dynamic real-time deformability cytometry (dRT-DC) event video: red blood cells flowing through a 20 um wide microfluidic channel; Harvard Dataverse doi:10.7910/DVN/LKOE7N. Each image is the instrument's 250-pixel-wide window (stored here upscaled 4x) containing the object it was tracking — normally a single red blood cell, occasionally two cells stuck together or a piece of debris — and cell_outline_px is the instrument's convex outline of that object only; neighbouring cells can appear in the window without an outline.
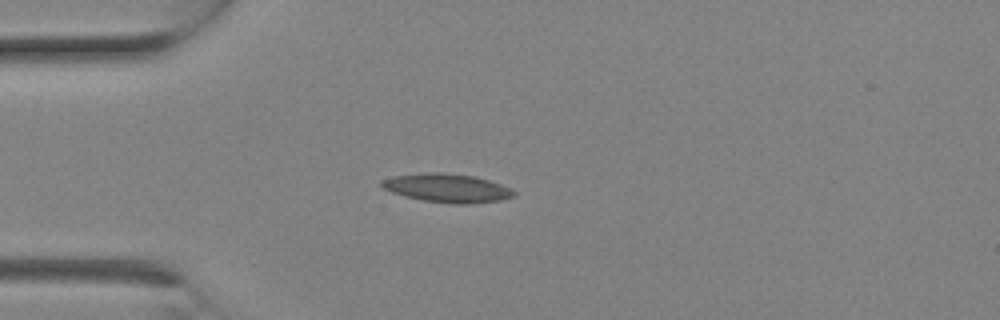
{"species": "Egyptian fruit bat (a non-hibernating species)", "species_latin": "Rousettus aegyptiacus", "temperature_condition": "room temperature", "stored_images_in_passage": 1, "camera_frame_rate_fps": 3000, "um_per_image_px": 0.085, "animal": {"sex": "female"}, "frame": {"image": 1, "passage_image": 1, "time_ms": 0.0, "image_size_px": [1000, 320], "cell_outline_px": [[516, 196], [500, 200], [468, 204], [452, 204], [424, 200], [404, 196], [392, 192], [384, 188], [380, 184], [380, 180], [392, 176], [428, 172], [444, 172], [476, 176], [500, 184], [516, 192]], "centroid_in_image_um": [38.0, 15.97], "position_along_channel_um": 47.0, "area_um2": 22.08}}